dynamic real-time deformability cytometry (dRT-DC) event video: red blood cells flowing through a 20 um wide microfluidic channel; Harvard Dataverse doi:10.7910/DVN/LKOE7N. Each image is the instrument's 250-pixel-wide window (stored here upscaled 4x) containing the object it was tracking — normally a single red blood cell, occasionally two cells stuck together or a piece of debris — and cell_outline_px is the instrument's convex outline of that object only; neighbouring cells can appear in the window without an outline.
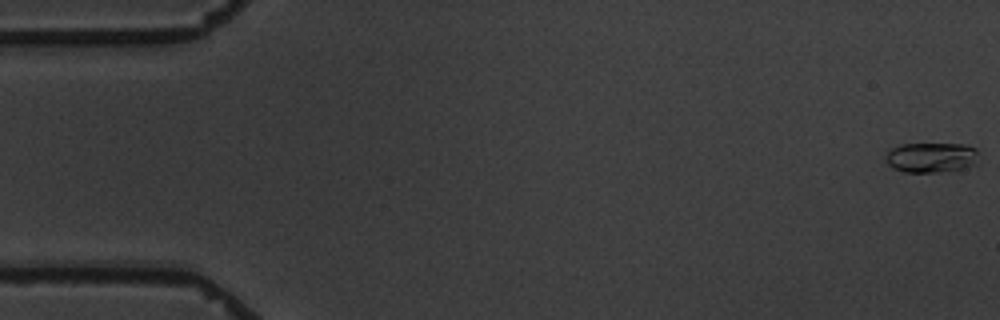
{"species": "common noctule bat (a hibernating species)", "species_latin": "Nyctalus noctula", "temperature_condition": "warm", "stored_images_in_passage": 13, "camera_frame_rate_fps": 3000, "um_per_image_px": 0.085, "animal": {"sex": "male", "body_mass_g": 19.5, "forearm_length_mm": 54.6}, "frame": {"image": 1, "passage_image": 1, "time_ms": 0.0, "image_size_px": [1000, 320], "cell_outline_px": [[976, 152], [972, 164], [964, 168], [940, 172], [904, 172], [892, 168], [884, 160], [888, 152], [892, 148], [900, 144], [964, 144], [976, 148]], "centroid_in_image_um": [79.07, 13.38], "position_along_channel_um": 5.9, "area_um2": 16.07}}
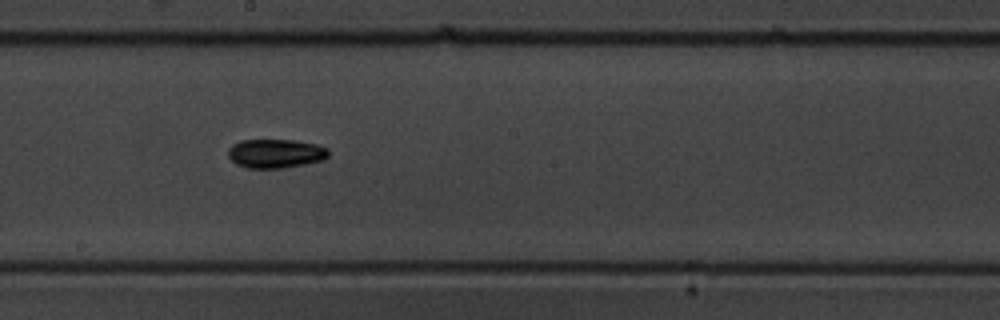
{"frame": {"image": 2, "passage_image": 9, "time_ms": 10.333, "image_size_px": [1000, 320], "cell_outline_px": [[328, 156], [324, 160], [284, 168], [248, 168], [236, 164], [228, 156], [228, 148], [232, 144], [240, 140], [292, 140], [316, 144], [328, 148]], "centroid_in_image_um": [23.41, 13.05], "position_along_channel_um": 224.8, "area_um2": 16.99}}
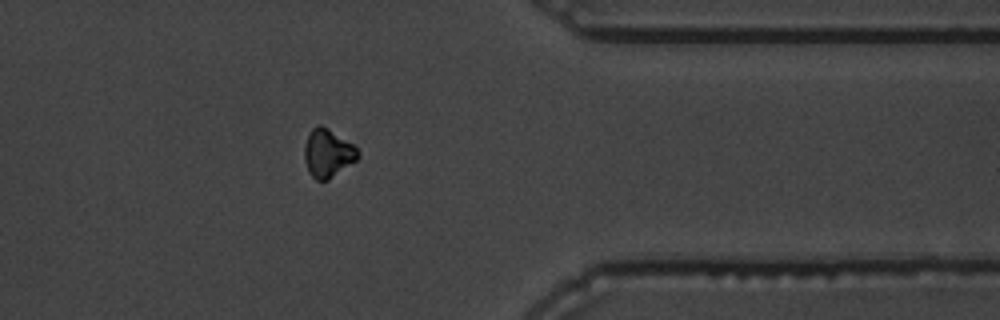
{"frame": {"image": 3, "passage_image": 13, "time_ms": 15.333, "image_size_px": [1000, 320], "cell_outline_px": [[360, 156], [356, 160], [328, 180], [316, 180], [308, 172], [304, 160], [304, 144], [312, 128], [320, 124], [328, 128], [352, 144], [360, 152]], "centroid_in_image_um": [27.84, 13.03], "position_along_channel_um": 383.6, "area_um2": 14.97}, "authors_computed_cell_mechanics": {"area_um2": 16.0684, "velocity_mm_per_s": 3.4729, "shape_relaxation_time_tau1_ms": 3.2787, "shape_relaxation_time_tau2_ms": 0.9088, "deformation_change_tau1": 0.0981, "deformation_change_tau2": 0.0153}}